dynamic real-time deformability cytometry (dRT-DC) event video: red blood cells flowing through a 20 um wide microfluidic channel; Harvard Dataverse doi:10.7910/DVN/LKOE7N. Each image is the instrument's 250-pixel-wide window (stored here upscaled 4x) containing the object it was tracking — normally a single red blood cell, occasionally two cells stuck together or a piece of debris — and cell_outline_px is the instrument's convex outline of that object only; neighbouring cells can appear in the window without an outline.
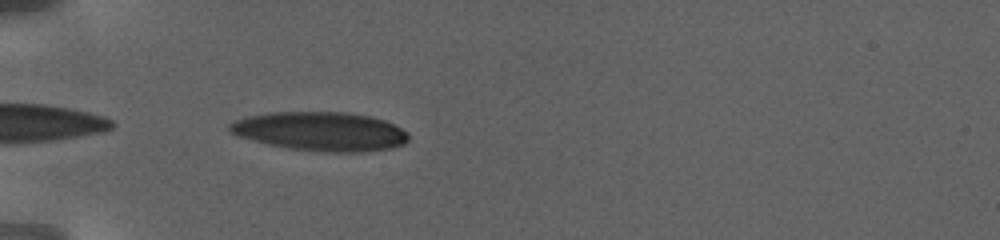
{"species": "human", "species_latin": "Homo sapiens", "temperature_condition": "warm", "stored_images_in_passage": 72, "camera_frame_rate_fps": 3000, "um_per_image_px": 0.085, "donor": {"sex": "female"}, "frame": {"image": 1, "passage_image": 1, "time_ms": 0.0, "image_size_px": [1000, 240], "cell_outline_px": [[408, 140], [404, 144], [388, 148], [360, 152], [316, 152], [288, 148], [268, 144], [236, 136], [228, 132], [228, 124], [236, 120], [248, 116], [268, 112], [344, 112], [368, 116], [384, 120], [408, 132]], "centroid_in_image_um": [27.19, 11.17], "position_along_channel_um": 57.8, "area_um2": 40.69}}
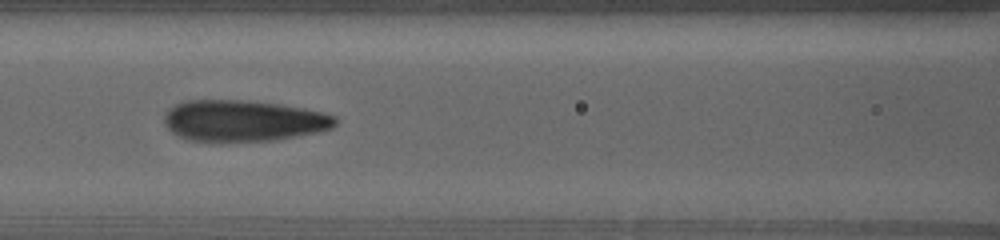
{"frame": {"image": 2, "passage_image": 23, "time_ms": 3.667, "image_size_px": [1000, 240], "cell_outline_px": [[336, 124], [332, 128], [320, 132], [272, 140], [188, 140], [176, 136], [164, 124], [164, 116], [168, 108], [184, 100], [248, 100], [280, 104], [304, 108], [324, 112], [336, 116]], "centroid_in_image_um": [20.68, 10.24], "position_along_channel_um": 145.9, "area_um2": 41.04}}
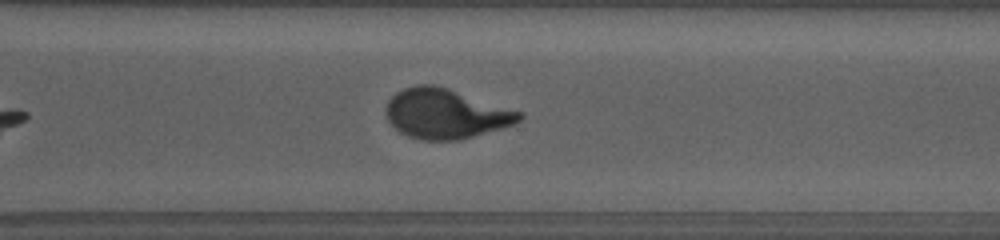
{"frame": {"image": 3, "passage_image": 57, "time_ms": 10.333, "image_size_px": [1000, 240], "cell_outline_px": [[524, 116], [520, 120], [504, 128], [460, 140], [420, 140], [408, 136], [400, 132], [388, 120], [384, 112], [384, 108], [388, 100], [396, 92], [404, 88], [416, 84], [432, 84], [448, 88], [524, 112]], "centroid_in_image_um": [37.88, 9.66], "position_along_channel_um": 332.7, "area_um2": 39.02}, "authors_computed_cell_mechanics": {"area_um2": 41.038, "velocity_mm_per_s": 2.8094, "shape_relaxation_time_tau1_ms": 7.8887, "shape_relaxation_time_tau2_ms": null, "deformation_change_tau1": 0.2658, "deformation_change_tau2": null}}